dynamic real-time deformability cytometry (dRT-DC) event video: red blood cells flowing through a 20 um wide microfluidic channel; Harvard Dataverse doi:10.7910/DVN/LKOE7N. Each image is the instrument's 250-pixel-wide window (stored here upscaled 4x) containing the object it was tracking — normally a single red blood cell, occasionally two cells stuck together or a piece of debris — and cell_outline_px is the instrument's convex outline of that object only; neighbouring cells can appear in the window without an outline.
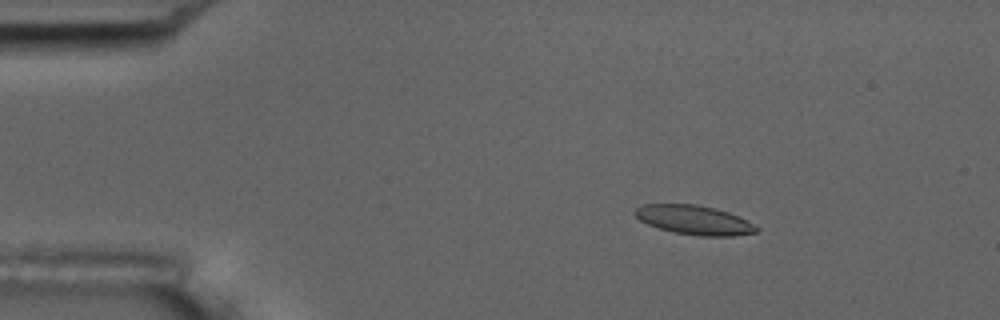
{"species": "common noctule bat (a hibernating species)", "species_latin": "Nyctalus noctula", "temperature_condition": "room temperature", "stored_images_in_passage": 55, "camera_frame_rate_fps": 3000, "um_per_image_px": 0.085, "animal": {"sex": "male", "body_mass_g": 17.5, "forearm_length_mm": 52.3}, "frame": {"image": 1, "passage_image": 9, "time_ms": 2.667, "image_size_px": [1000, 320], "cell_outline_px": [[760, 228], [756, 232], [732, 236], [700, 236], [672, 232], [648, 224], [640, 220], [632, 212], [640, 204], [696, 204], [716, 208], [728, 212]], "centroid_in_image_um": [58.96, 18.69], "position_along_channel_um": 26.0, "area_um2": 20.58}}
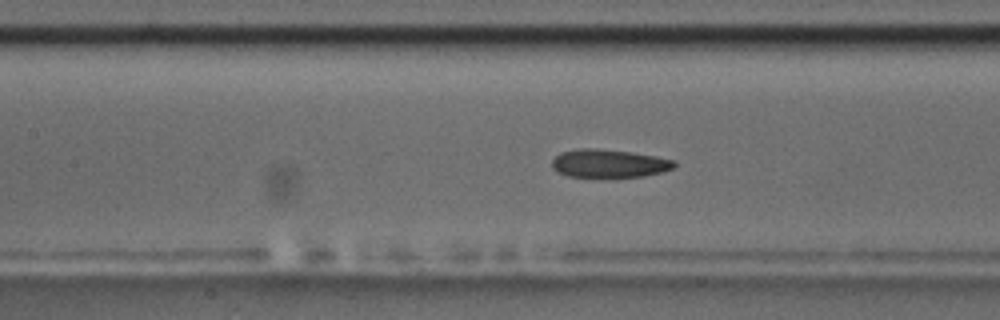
{"frame": {"image": 2, "passage_image": 25, "time_ms": 8.0, "image_size_px": [1000, 320], "cell_outline_px": [[676, 164], [672, 168], [660, 172], [644, 176], [568, 176], [556, 172], [552, 168], [552, 160], [560, 152], [580, 148], [596, 148], [632, 152], [656, 156], [676, 160]], "centroid_in_image_um": [51.74, 13.87], "position_along_channel_um": 155.7, "area_um2": 19.94}}
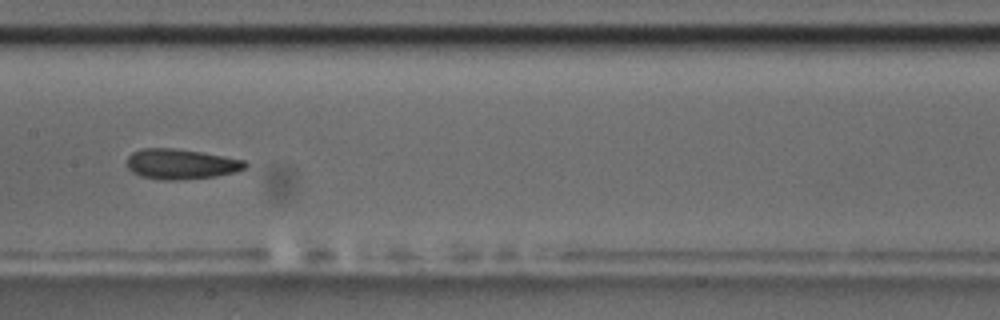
{"frame": {"image": 3, "passage_image": 28, "time_ms": 9.0, "image_size_px": [1000, 320], "cell_outline_px": [[248, 164], [244, 168], [232, 172], [216, 176], [180, 180], [160, 180], [140, 176], [132, 172], [128, 168], [124, 160], [132, 152], [140, 148], [172, 148], [200, 152], [244, 160]], "centroid_in_image_um": [15.29, 13.94], "position_along_channel_um": 192.1, "area_um2": 20.87}, "authors_computed_cell_mechanics": {"area_um2": 20.5768, "velocity_mm_per_s": 3.6789, "shape_relaxation_time_tau1_ms": 3.2635, "shape_relaxation_time_tau2_ms": 1.4743, "deformation_change_tau1": 0.122, "deformation_change_tau2": 0.0815}}